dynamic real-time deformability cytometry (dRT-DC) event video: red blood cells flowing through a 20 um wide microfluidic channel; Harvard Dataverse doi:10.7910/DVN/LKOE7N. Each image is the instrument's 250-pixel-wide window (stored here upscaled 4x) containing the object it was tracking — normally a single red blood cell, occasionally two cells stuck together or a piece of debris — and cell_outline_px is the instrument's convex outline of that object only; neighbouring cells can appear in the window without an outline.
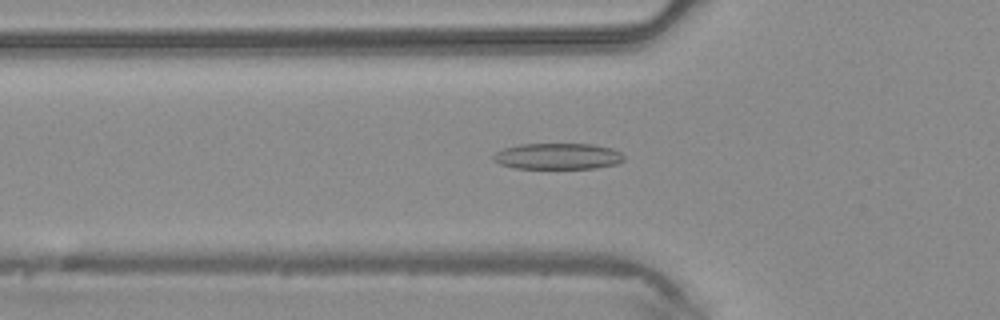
{"species": "common noctule bat (a hibernating species)", "species_latin": "Nyctalus noctula", "temperature_condition": "warm", "stored_images_in_passage": 36, "camera_frame_rate_fps": 3000, "um_per_image_px": 0.085, "animal": {"sex": "male", "body_mass_g": 20.4}, "frame": {"image": 1, "passage_image": 5, "time_ms": 1.333, "image_size_px": [1000, 320], "cell_outline_px": [[624, 160], [616, 164], [596, 168], [516, 168], [500, 164], [492, 160], [492, 156], [496, 152], [504, 148], [520, 144], [592, 144], [612, 148], [620, 152], [624, 156]], "centroid_in_image_um": [47.41, 13.28], "position_along_channel_um": 78.4, "area_um2": 19.88}}
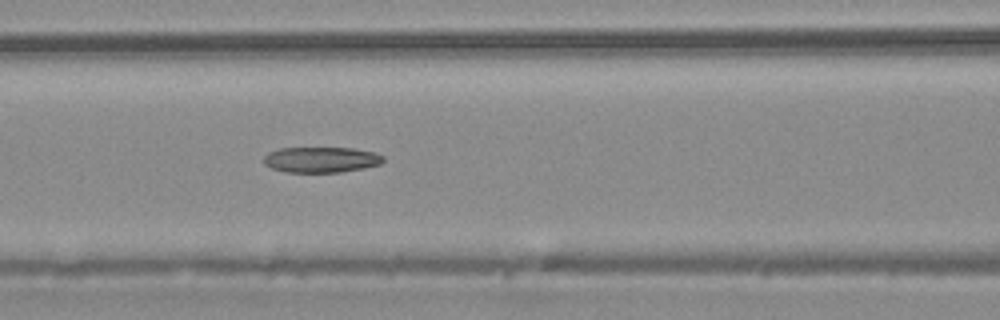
{"frame": {"image": 2, "passage_image": 9, "time_ms": 2.667, "image_size_px": [1000, 320], "cell_outline_px": [[384, 160], [380, 164], [364, 168], [340, 172], [284, 172], [272, 168], [264, 164], [264, 156], [268, 152], [280, 148], [352, 148], [376, 152], [384, 156]], "centroid_in_image_um": [27.3, 13.57], "position_along_channel_um": 139.3, "area_um2": 17.92}}
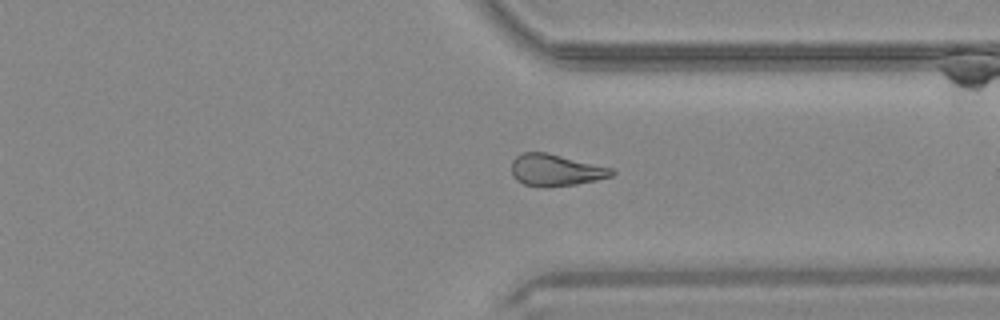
{"frame": {"image": 3, "passage_image": 24, "time_ms": 7.667, "image_size_px": [1000, 320], "cell_outline_px": [[616, 172], [612, 176], [596, 180], [576, 184], [544, 188], [524, 184], [516, 180], [512, 176], [512, 160], [516, 156], [524, 152], [548, 152], [612, 168]], "centroid_in_image_um": [47.22, 14.46], "position_along_channel_um": 364.2, "area_um2": 18.73}}